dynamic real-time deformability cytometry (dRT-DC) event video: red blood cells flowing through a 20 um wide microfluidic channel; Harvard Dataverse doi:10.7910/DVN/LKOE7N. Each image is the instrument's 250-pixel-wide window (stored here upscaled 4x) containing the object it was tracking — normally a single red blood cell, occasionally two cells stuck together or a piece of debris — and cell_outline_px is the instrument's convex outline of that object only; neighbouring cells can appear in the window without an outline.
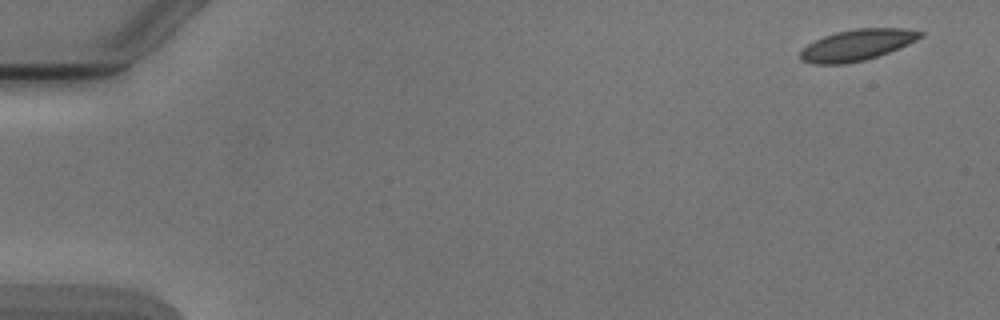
{"species": "Egyptian fruit bat (a non-hibernating species)", "species_latin": "Rousettus aegyptiacus", "temperature_condition": "cold", "stored_images_in_passage": 5, "camera_frame_rate_fps": 3000, "um_per_image_px": 0.085, "animal": {"sex": "male"}, "frame": {"image": 1, "passage_image": 1, "time_ms": 0.0, "image_size_px": [1000, 320], "cell_outline_px": [[924, 36], [908, 44], [888, 52], [864, 60], [844, 64], [812, 64], [800, 60], [800, 52], [808, 44], [824, 36], [836, 32], [856, 28], [904, 28], [924, 32]], "centroid_in_image_um": [72.85, 3.82], "position_along_channel_um": 12.2, "area_um2": 21.68}}
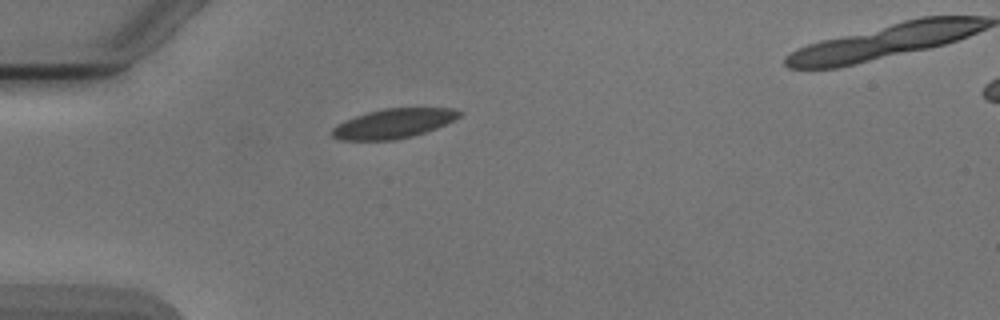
{"frame": {"image": 2, "passage_image": 4, "time_ms": 4.333, "image_size_px": [1000, 320], "cell_outline_px": [[464, 112], [460, 116], [436, 128], [412, 136], [392, 140], [340, 140], [332, 136], [332, 128], [336, 124], [344, 120], [368, 112], [384, 108], [456, 108]], "centroid_in_image_um": [33.43, 10.49], "position_along_channel_um": 51.6, "area_um2": 21.79}}